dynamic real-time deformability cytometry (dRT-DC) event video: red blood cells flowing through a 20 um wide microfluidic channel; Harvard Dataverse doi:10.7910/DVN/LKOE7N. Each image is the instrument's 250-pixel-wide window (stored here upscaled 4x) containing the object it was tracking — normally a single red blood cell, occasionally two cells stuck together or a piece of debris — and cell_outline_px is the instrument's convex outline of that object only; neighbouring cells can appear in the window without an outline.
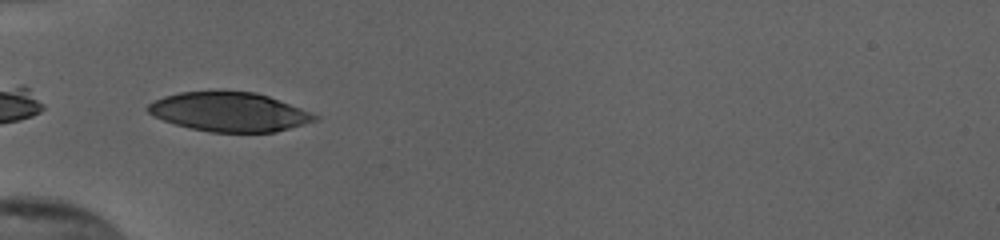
{"species": "human", "species_latin": "Homo sapiens", "temperature_condition": "cold", "stored_images_in_passage": 36, "camera_frame_rate_fps": 3000, "um_per_image_px": 0.085, "donor": {"sex": "female"}, "frame": {"image": 1, "passage_image": 1, "time_ms": 0.0, "image_size_px": [1000, 240], "cell_outline_px": [[320, 120], [276, 132], [208, 132], [188, 128], [164, 120], [148, 112], [144, 108], [148, 104], [164, 96], [180, 92], [256, 92], [268, 96], [300, 108], [320, 116]], "centroid_in_image_um": [19.51, 9.53], "position_along_channel_um": 65.5, "area_um2": 37.86}}
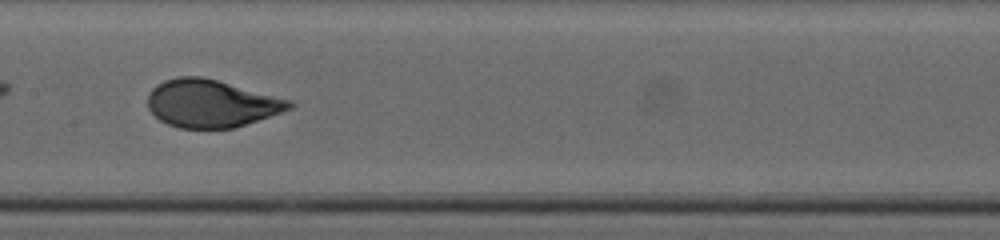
{"frame": {"image": 2, "passage_image": 11, "time_ms": 3.333, "image_size_px": [1000, 240], "cell_outline_px": [[296, 104], [292, 108], [232, 128], [180, 128], [168, 124], [160, 120], [148, 108], [148, 92], [156, 84], [164, 80], [180, 76], [200, 76], [216, 80], [292, 100]], "centroid_in_image_um": [17.92, 8.78], "position_along_channel_um": 189.5, "area_um2": 38.96}}
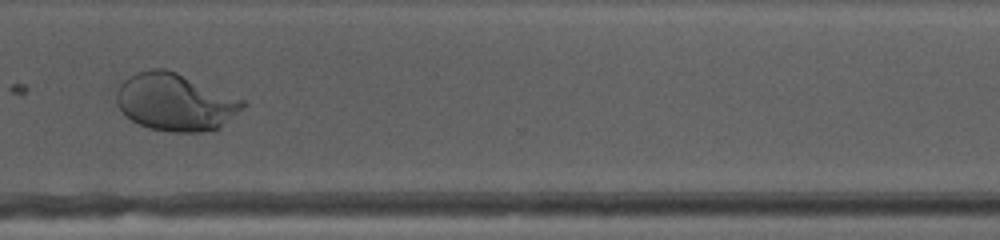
{"frame": {"image": 3, "passage_image": 24, "time_ms": 7.667, "image_size_px": [1000, 240], "cell_outline_px": [[248, 104], [244, 108], [216, 132], [172, 132], [148, 128], [132, 120], [120, 108], [116, 100], [116, 92], [120, 84], [128, 76], [136, 72], [152, 68], [164, 68], [176, 72], [244, 100]], "centroid_in_image_um": [14.93, 8.69], "position_along_channel_um": 355.7, "area_um2": 42.37}, "authors_computed_cell_mechanics": {"area_um2": 39.8242, "velocity_mm_per_s": 3.8344, "shape_relaxation_time_tau1_ms": 4.8028, "shape_relaxation_time_tau2_ms": null, "deformation_change_tau1": 0.1999, "deformation_change_tau2": null}}